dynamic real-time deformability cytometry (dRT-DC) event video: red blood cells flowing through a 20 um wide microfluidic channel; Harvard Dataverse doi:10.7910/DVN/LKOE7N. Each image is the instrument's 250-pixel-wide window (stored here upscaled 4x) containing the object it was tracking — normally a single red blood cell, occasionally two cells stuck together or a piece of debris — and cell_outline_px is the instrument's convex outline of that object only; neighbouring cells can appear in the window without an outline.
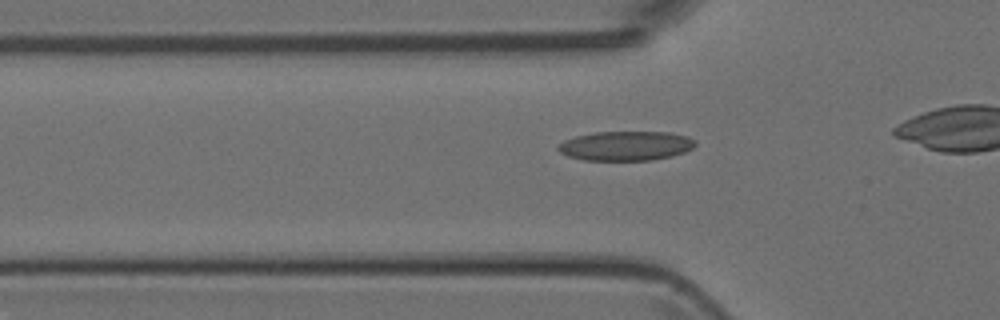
{"species": "Egyptian fruit bat (a non-hibernating species)", "species_latin": "Rousettus aegyptiacus", "temperature_condition": "room temperature", "stored_images_in_passage": 34, "camera_frame_rate_fps": 3000, "um_per_image_px": 0.085, "animal": {"sex": "female"}, "frame": {"image": 1, "passage_image": 11, "time_ms": 3.333, "image_size_px": [1000, 320], "cell_outline_px": [[696, 144], [692, 148], [684, 152], [672, 156], [652, 160], [584, 160], [568, 156], [560, 152], [556, 148], [564, 140], [576, 136], [596, 132], [668, 132], [688, 136], [696, 140]], "centroid_in_image_um": [53.21, 12.39], "position_along_channel_um": 72.6, "area_um2": 23.52}}
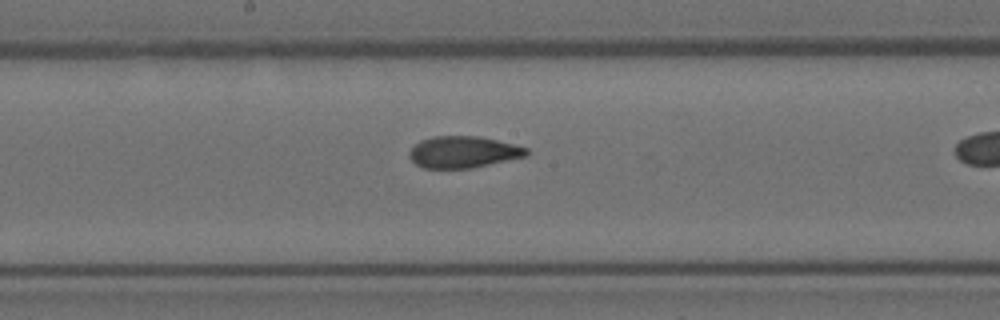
{"frame": {"image": 2, "passage_image": 21, "time_ms": 6.667, "image_size_px": [1000, 320], "cell_outline_px": [[528, 152], [524, 156], [472, 168], [424, 168], [416, 164], [408, 156], [408, 152], [420, 140], [432, 136], [480, 136], [528, 148]], "centroid_in_image_um": [39.32, 12.92], "position_along_channel_um": 208.9, "area_um2": 21.39}}
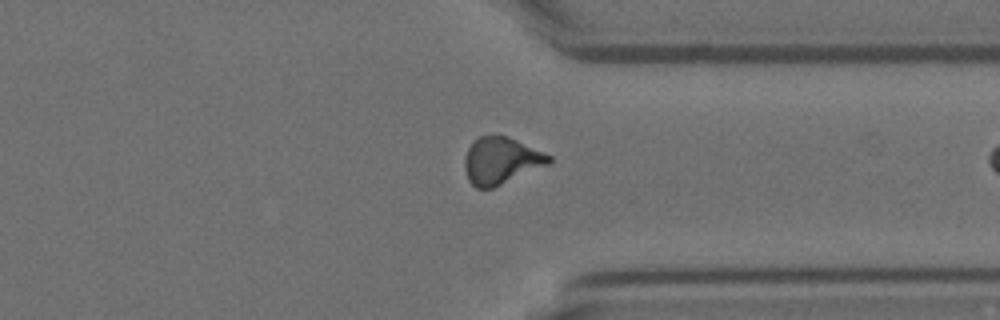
{"frame": {"image": 3, "passage_image": 33, "time_ms": 10.667, "image_size_px": [1000, 320], "cell_outline_px": [[552, 160], [548, 164], [492, 188], [476, 188], [468, 180], [464, 168], [464, 160], [468, 148], [480, 136], [496, 132], [516, 140], [544, 152], [552, 156]], "centroid_in_image_um": [42.56, 13.63], "position_along_channel_um": 368.8, "area_um2": 22.95}}